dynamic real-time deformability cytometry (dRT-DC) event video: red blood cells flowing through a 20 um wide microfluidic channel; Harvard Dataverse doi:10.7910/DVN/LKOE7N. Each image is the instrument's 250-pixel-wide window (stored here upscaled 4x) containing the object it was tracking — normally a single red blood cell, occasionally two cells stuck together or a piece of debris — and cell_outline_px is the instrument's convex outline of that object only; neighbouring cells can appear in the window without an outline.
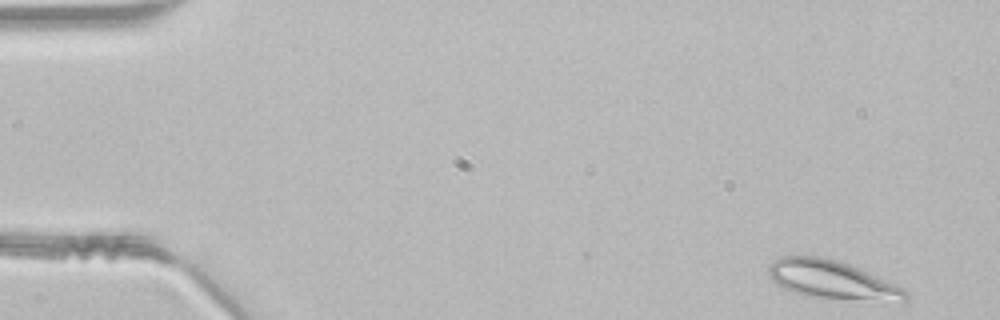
{"species": "common noctule bat (a hibernating species)", "species_latin": "Nyctalus noctula", "temperature_condition": "room temperature", "stored_images_in_passage": 46, "segment_of_instrument_passage": [1, 2], "camera_frame_rate_fps": 3000, "um_per_image_px": 0.085, "animal": {"sex": "male", "body_mass_g": 21.5, "forearm_length_mm": 52.0}, "frame": {"image": 1, "passage_image": 1, "time_ms": 0.0, "image_size_px": [1000, 320], "cell_outline_px": [[908, 300], [904, 304], [804, 296], [784, 288], [776, 284], [772, 280], [768, 272], [768, 264], [772, 260], [780, 256], [820, 256], [836, 260], [848, 264], [904, 288], [908, 292]], "centroid_in_image_um": [70.77, 23.82], "position_along_channel_um": 14.2, "area_um2": 31.27}}
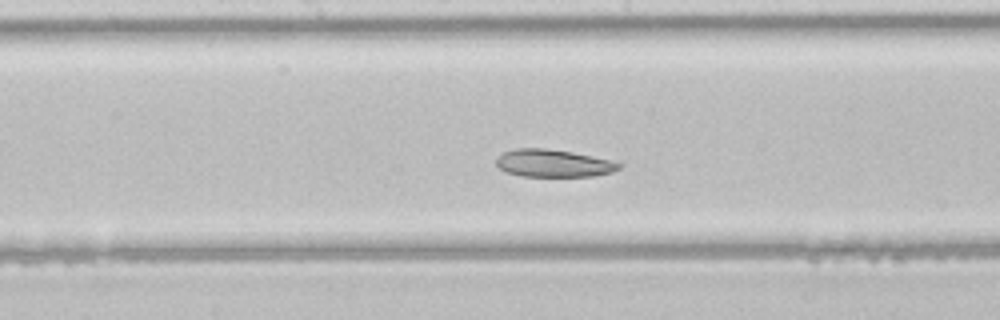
{"frame": {"image": 2, "passage_image": 23, "time_ms": 7.333, "image_size_px": [1000, 320], "cell_outline_px": [[624, 164], [620, 168], [612, 172], [592, 176], [520, 176], [508, 172], [500, 168], [496, 164], [496, 156], [504, 152], [516, 148], [544, 148], [572, 152], [612, 160]], "centroid_in_image_um": [47.05, 13.87], "position_along_channel_um": 201.2, "area_um2": 19.71}}
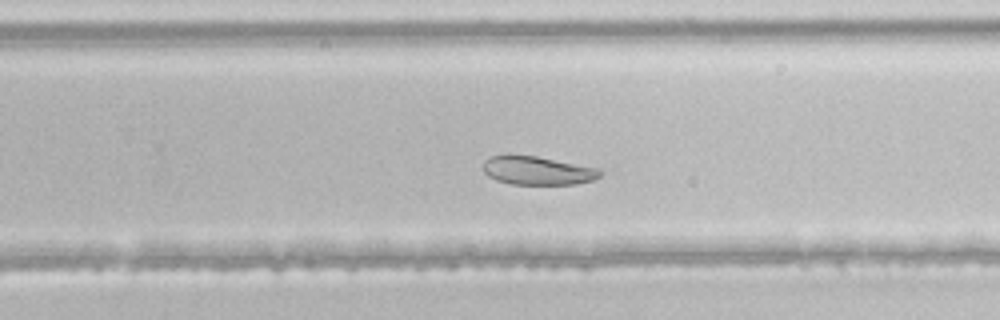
{"frame": {"image": 3, "passage_image": 29, "time_ms": 9.333, "image_size_px": [1000, 320], "cell_outline_px": [[604, 172], [600, 176], [592, 180], [576, 184], [512, 184], [496, 180], [488, 176], [484, 172], [484, 160], [492, 156], [504, 152], [508, 152], [536, 156], [600, 168]], "centroid_in_image_um": [45.66, 14.46], "position_along_channel_um": 284.1, "area_um2": 19.94}}